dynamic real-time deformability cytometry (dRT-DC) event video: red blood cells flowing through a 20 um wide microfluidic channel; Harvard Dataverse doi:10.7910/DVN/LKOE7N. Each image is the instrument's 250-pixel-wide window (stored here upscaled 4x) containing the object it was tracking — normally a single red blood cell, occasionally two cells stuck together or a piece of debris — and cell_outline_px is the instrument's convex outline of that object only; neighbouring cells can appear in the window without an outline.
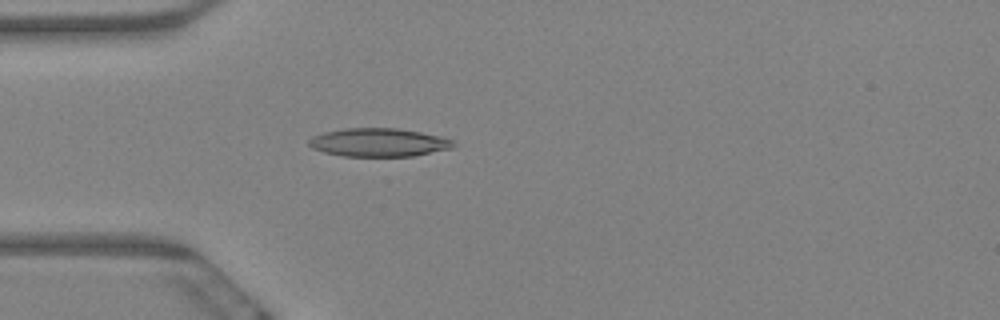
{"species": "Egyptian fruit bat (a non-hibernating species)", "species_latin": "Rousettus aegyptiacus", "temperature_condition": "warm", "stored_images_in_passage": 6, "camera_frame_rate_fps": 3000, "um_per_image_px": 0.085, "animal": {"sex": "female"}, "frame": {"image": 1, "passage_image": 5, "time_ms": 1.333, "image_size_px": [1000, 320], "cell_outline_px": [[456, 144], [452, 148], [412, 156], [344, 156], [324, 152], [312, 148], [308, 144], [308, 140], [312, 136], [324, 132], [344, 128], [396, 128], [420, 132], [440, 136], [452, 140]], "centroid_in_image_um": [32.16, 12.1], "position_along_channel_um": 52.8, "area_um2": 23.81}}